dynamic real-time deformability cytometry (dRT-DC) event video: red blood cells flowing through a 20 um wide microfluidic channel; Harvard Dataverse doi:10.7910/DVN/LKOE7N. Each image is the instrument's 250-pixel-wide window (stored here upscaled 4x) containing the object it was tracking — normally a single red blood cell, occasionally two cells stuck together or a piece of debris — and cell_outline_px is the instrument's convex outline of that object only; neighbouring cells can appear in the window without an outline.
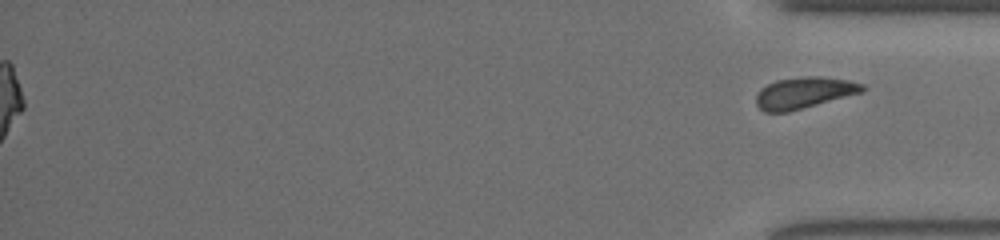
{"species": "common noctule bat (a hibernating species)", "species_latin": "Nyctalus noctula", "temperature_condition": "room temperature", "stored_images_in_passage": 46, "segment_of_instrument_passage": [2, 2], "camera_frame_rate_fps": 3000, "um_per_image_px": 0.085, "animal": {"sex": "female", "body_mass_g": 19.5, "forearm_length_mm": 54.1}, "frame": {"image": 1, "passage_image": 46, "time_ms": 15.0, "image_size_px": [1000, 240], "cell_outline_px": [[868, 88], [864, 92], [788, 112], [764, 112], [756, 104], [756, 96], [760, 88], [776, 80], [804, 76], [820, 76], [848, 80], [864, 84]], "centroid_in_image_um": [68.38, 7.88], "position_along_channel_um": 366.8, "area_um2": 19.59}}